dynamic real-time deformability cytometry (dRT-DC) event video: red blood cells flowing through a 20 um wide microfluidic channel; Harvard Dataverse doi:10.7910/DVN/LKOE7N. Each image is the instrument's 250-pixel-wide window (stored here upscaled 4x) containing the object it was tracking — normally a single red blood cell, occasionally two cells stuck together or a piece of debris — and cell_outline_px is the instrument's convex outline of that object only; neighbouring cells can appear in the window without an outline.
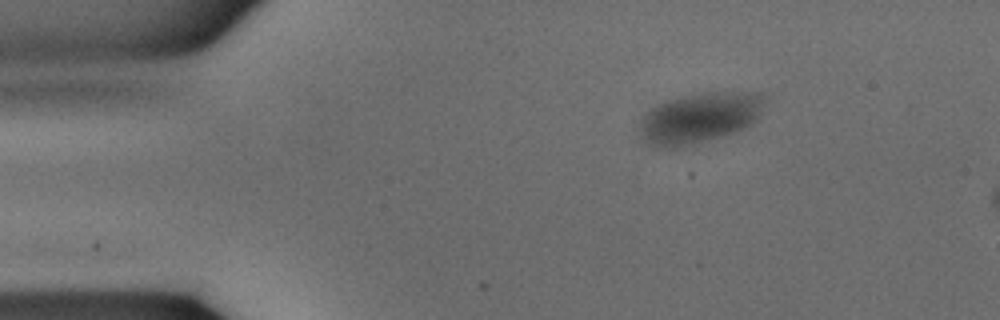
{"species": "common noctule bat (a hibernating species)", "species_latin": "Nyctalus noctula", "temperature_condition": "warm", "stored_images_in_passage": 6, "camera_frame_rate_fps": 3000, "um_per_image_px": 0.085, "animal": {"sex": "male", "body_mass_g": 15.6}, "frame": {"image": 1, "passage_image": 1, "time_ms": 0.0, "image_size_px": [1000, 320], "cell_outline_px": [[760, 104], [756, 120], [744, 128], [736, 132], [724, 136], [676, 148], [656, 148], [648, 144], [644, 140], [640, 132], [640, 124], [644, 116], [652, 108], [668, 100], [680, 96], [700, 92], [760, 92]], "centroid_in_image_um": [59.4, 10.04], "position_along_channel_um": 25.6, "area_um2": 36.3}}